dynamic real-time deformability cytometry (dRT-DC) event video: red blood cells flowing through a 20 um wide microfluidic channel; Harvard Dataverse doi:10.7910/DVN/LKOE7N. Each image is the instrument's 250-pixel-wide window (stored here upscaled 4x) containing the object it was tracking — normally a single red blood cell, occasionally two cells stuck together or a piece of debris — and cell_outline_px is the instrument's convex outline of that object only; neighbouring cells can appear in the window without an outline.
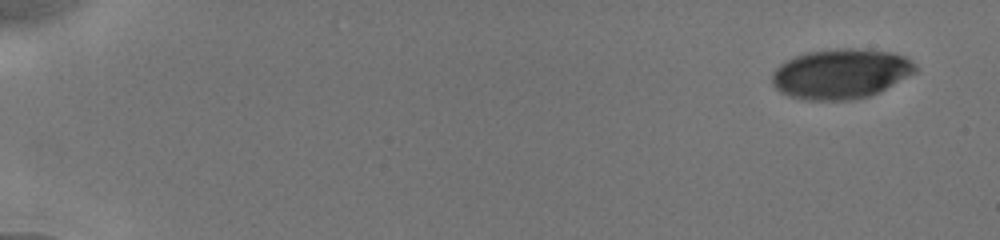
{"species": "human", "species_latin": "Homo sapiens", "temperature_condition": "cold", "stored_images_in_passage": 66, "camera_frame_rate_fps": 3000, "um_per_image_px": 0.085, "donor": {"sex": "male"}, "frame": {"image": 1, "passage_image": 1, "time_ms": 0.0, "image_size_px": [1000, 240], "cell_outline_px": [[916, 72], [880, 92], [868, 96], [852, 100], [804, 100], [788, 96], [780, 92], [772, 84], [772, 72], [780, 64], [804, 52], [836, 48], [856, 48], [896, 52], [904, 56], [916, 64]], "centroid_in_image_um": [71.47, 6.27], "position_along_channel_um": 13.5, "area_um2": 42.08}}
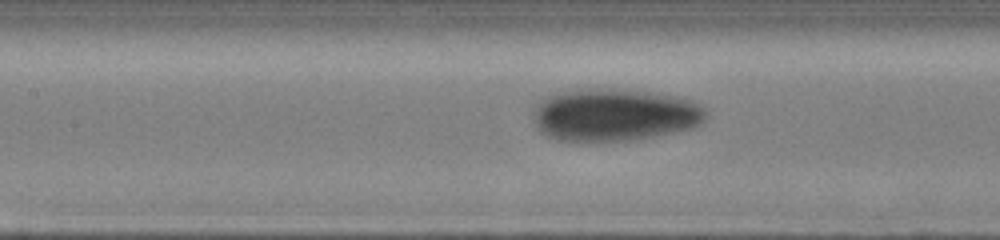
{"frame": {"image": 2, "passage_image": 41, "time_ms": 8.0, "image_size_px": [1000, 240], "cell_outline_px": [[708, 116], [700, 124], [692, 128], [632, 140], [560, 140], [548, 136], [540, 132], [532, 116], [540, 100], [556, 92], [584, 88], [612, 88], [652, 92], [676, 96], [692, 100], [700, 104], [708, 112]], "centroid_in_image_um": [52.25, 9.73], "position_along_channel_um": 155.2, "area_um2": 52.89}}
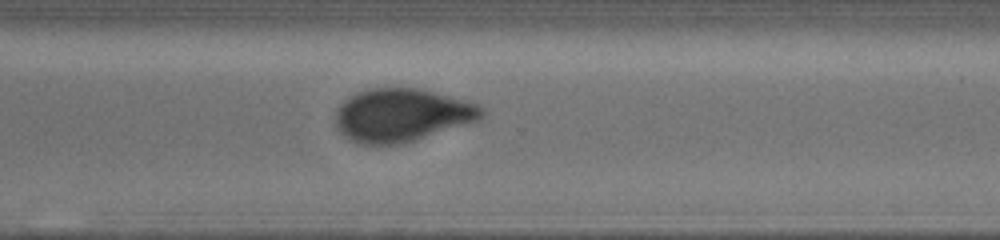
{"frame": {"image": 3, "passage_image": 65, "time_ms": 12.667, "image_size_px": [1000, 240], "cell_outline_px": [[484, 116], [480, 120], [416, 140], [400, 144], [360, 144], [348, 140], [336, 128], [336, 112], [340, 104], [344, 100], [356, 92], [368, 88], [416, 88], [480, 104], [484, 108]], "centroid_in_image_um": [34.14, 9.79], "position_along_channel_um": 336.5, "area_um2": 45.32}}